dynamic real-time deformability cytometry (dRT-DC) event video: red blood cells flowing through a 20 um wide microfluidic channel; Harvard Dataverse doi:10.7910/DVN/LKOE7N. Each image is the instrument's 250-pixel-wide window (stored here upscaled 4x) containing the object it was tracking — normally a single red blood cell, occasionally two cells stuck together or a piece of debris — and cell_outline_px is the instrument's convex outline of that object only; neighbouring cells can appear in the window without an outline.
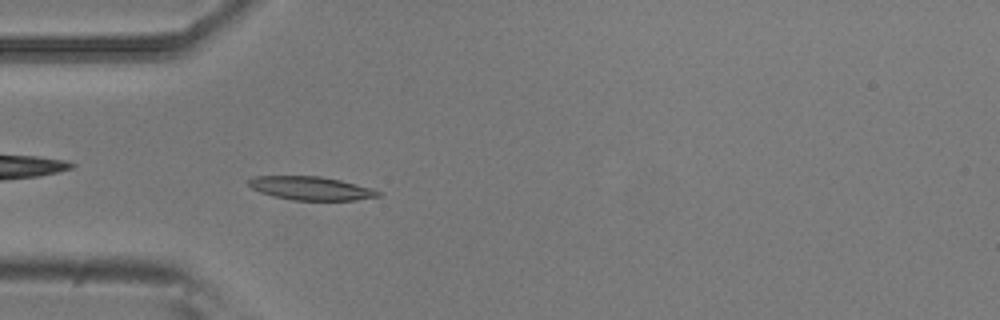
{"species": "common noctule bat (a hibernating species)", "species_latin": "Nyctalus noctula", "temperature_condition": "room temperature", "stored_images_in_passage": 6, "camera_frame_rate_fps": 3000, "um_per_image_px": 0.085, "animal": {"sex": "male", "body_mass_g": 20.5, "forearm_length_mm": 52.5}, "frame": {"image": 1, "passage_image": 6, "time_ms": 1.667, "image_size_px": [1000, 320], "cell_outline_px": [[380, 196], [356, 200], [292, 200], [272, 196], [260, 192], [252, 188], [248, 184], [248, 180], [252, 176], [320, 176], [340, 180], [372, 188], [380, 192]], "centroid_in_image_um": [26.4, 16.0], "position_along_channel_um": 58.6, "area_um2": 17.74}}